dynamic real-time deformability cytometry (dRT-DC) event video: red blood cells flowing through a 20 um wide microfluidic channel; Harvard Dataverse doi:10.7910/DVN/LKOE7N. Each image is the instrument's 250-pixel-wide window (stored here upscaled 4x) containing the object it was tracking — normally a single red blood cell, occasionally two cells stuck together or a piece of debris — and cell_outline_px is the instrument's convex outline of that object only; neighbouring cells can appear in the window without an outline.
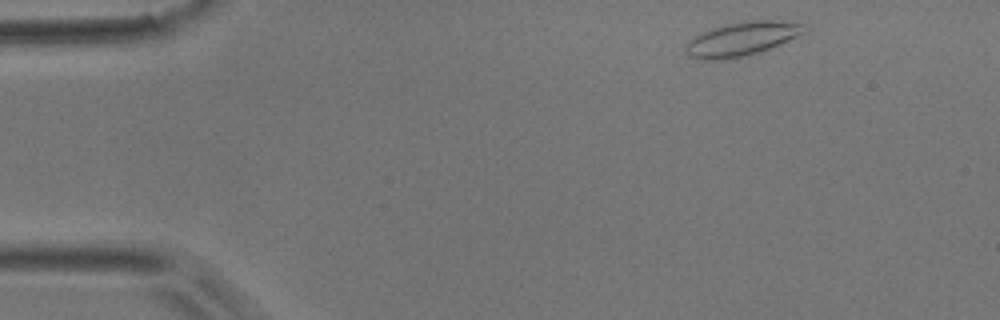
{"species": "common noctule bat (a hibernating species)", "species_latin": "Nyctalus noctula", "temperature_condition": "room temperature", "stored_images_in_passage": 46, "camera_frame_rate_fps": 3000, "um_per_image_px": 0.085, "animal": {"sex": "male", "body_mass_g": 17.9}, "frame": {"image": 1, "passage_image": 2, "time_ms": 0.333, "image_size_px": [1000, 320], "cell_outline_px": [[804, 32], [780, 44], [760, 52], [720, 60], [704, 60], [688, 56], [688, 40], [712, 28], [728, 24], [748, 20], [772, 20], [800, 24]], "centroid_in_image_um": [63.01, 3.31], "position_along_channel_um": 22.0, "area_um2": 22.54}}
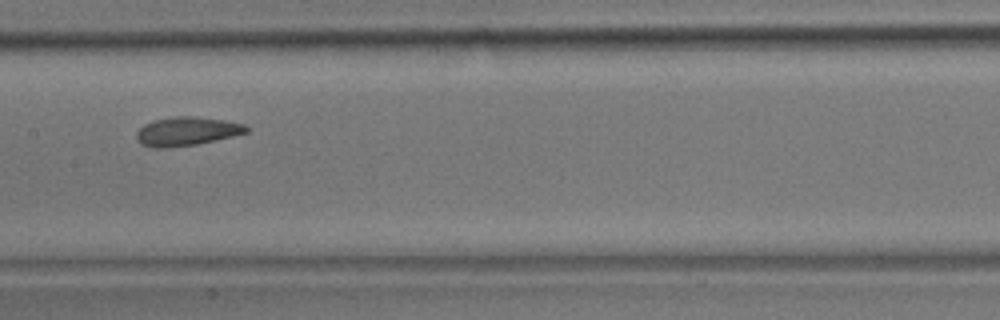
{"frame": {"image": 2, "passage_image": 21, "time_ms": 6.667, "image_size_px": [1000, 320], "cell_outline_px": [[248, 132], [232, 136], [196, 144], [168, 148], [152, 148], [140, 144], [136, 140], [136, 132], [144, 124], [152, 120], [176, 116], [192, 116], [224, 120], [244, 124], [248, 128]], "centroid_in_image_um": [15.81, 11.16], "position_along_channel_um": 191.6, "area_um2": 18.44}}
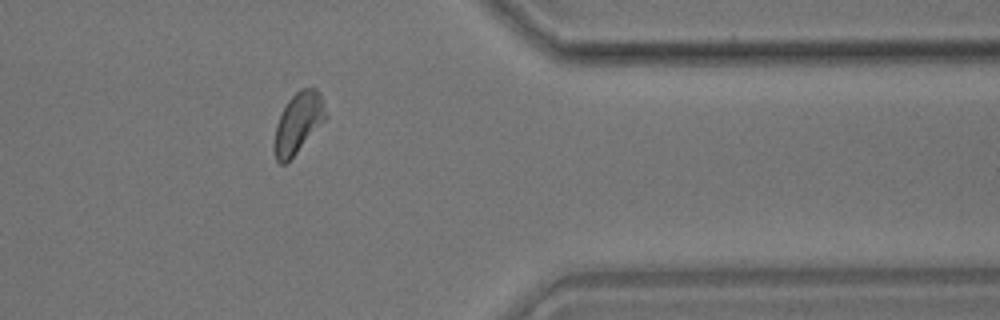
{"frame": {"image": 3, "passage_image": 37, "time_ms": 12.0, "image_size_px": [1000, 320], "cell_outline_px": [[328, 116], [296, 152], [284, 164], [280, 164], [276, 160], [276, 124], [288, 100], [300, 88], [316, 88], [320, 92]], "centroid_in_image_um": [25.39, 10.38], "position_along_channel_um": 386.0, "area_um2": 17.46}, "authors_computed_cell_mechanics": {"area_um2": 18.3226, "velocity_mm_per_s": 3.9424, "shape_relaxation_time_tau1_ms": 7.8094, "shape_relaxation_time_tau2_ms": 1.7224, "deformation_change_tau1": 0.1626, "deformation_change_tau2": 0.0802}}